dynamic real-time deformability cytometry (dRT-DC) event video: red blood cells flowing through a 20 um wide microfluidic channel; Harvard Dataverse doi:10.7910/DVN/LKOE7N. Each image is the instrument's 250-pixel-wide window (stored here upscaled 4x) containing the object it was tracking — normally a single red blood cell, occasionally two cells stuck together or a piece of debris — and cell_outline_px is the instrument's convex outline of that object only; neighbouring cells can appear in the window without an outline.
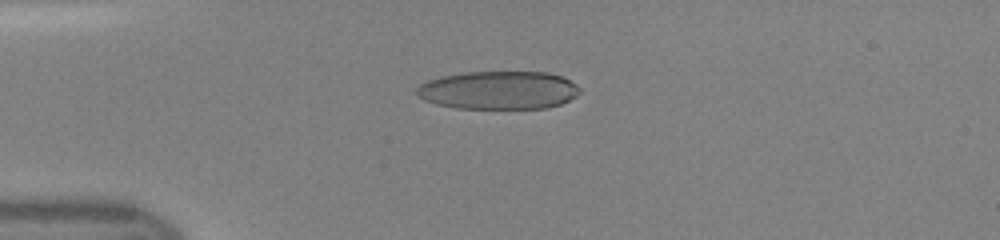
{"species": "human", "species_latin": "Homo sapiens", "temperature_condition": "room temperature", "stored_images_in_passage": 47, "camera_frame_rate_fps": 3000, "um_per_image_px": 0.085, "donor": {"sex": "female"}, "frame": {"image": 1, "passage_image": 12, "time_ms": 3.667, "image_size_px": [1000, 240], "cell_outline_px": [[580, 92], [576, 96], [560, 104], [548, 108], [456, 108], [436, 104], [424, 100], [416, 96], [416, 88], [420, 84], [428, 80], [440, 76], [464, 72], [548, 72], [560, 76], [576, 84], [580, 88]], "centroid_in_image_um": [42.34, 7.66], "position_along_channel_um": 42.7, "area_um2": 36.41}}
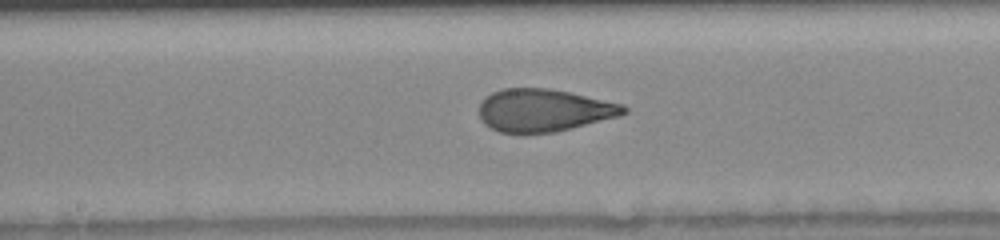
{"frame": {"image": 2, "passage_image": 25, "time_ms": 8.0, "image_size_px": [1000, 240], "cell_outline_px": [[628, 112], [620, 116], [556, 132], [500, 132], [484, 124], [480, 120], [480, 100], [484, 96], [492, 92], [504, 88], [552, 88], [624, 104], [628, 108]], "centroid_in_image_um": [46.24, 9.36], "position_along_channel_um": 202.0, "area_um2": 36.07}}
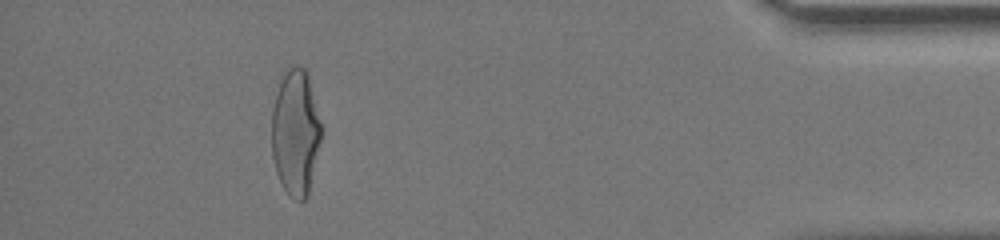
{"frame": {"image": 3, "passage_image": 43, "time_ms": 14.0, "image_size_px": [1000, 240], "cell_outline_px": [[324, 132], [308, 196], [304, 200], [300, 200], [288, 196], [276, 172], [272, 156], [272, 108], [276, 92], [280, 80], [288, 64], [304, 68], [308, 72]], "centroid_in_image_um": [25.15, 11.23], "position_along_channel_um": 410.1, "area_um2": 37.34}}